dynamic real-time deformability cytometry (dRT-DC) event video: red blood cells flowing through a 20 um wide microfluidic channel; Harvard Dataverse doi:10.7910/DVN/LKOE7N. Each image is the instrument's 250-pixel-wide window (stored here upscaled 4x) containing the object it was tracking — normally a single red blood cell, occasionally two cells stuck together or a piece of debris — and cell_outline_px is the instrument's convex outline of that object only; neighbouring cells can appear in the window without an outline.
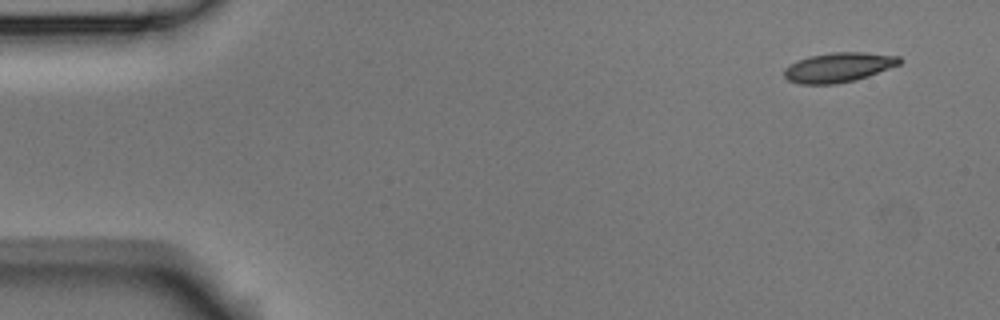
{"species": "Egyptian fruit bat (a non-hibernating species)", "species_latin": "Rousettus aegyptiacus", "temperature_condition": "room temperature", "stored_images_in_passage": 6, "camera_frame_rate_fps": 3000, "um_per_image_px": 0.085, "animal": {"sex": "male"}, "frame": {"image": 1, "passage_image": 1, "time_ms": 0.0, "image_size_px": [1000, 320], "cell_outline_px": [[904, 60], [900, 64], [868, 76], [856, 80], [832, 84], [800, 84], [788, 80], [784, 76], [784, 68], [796, 60], [808, 56], [832, 52], [864, 52], [900, 56]], "centroid_in_image_um": [71.27, 5.71], "position_along_channel_um": 13.7, "area_um2": 20.06}}
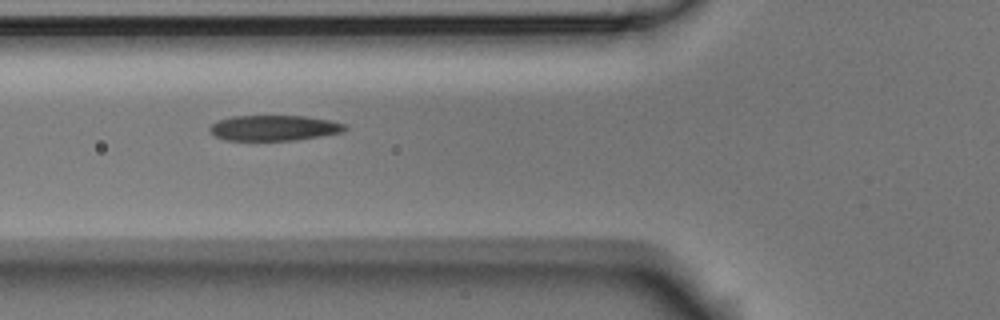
{"frame": {"image": 2, "passage_image": 5, "time_ms": 1.333, "image_size_px": [1000, 320], "cell_outline_px": [[348, 128], [344, 132], [296, 140], [224, 140], [216, 136], [208, 128], [212, 124], [220, 120], [232, 116], [304, 116], [328, 120], [344, 124]], "centroid_in_image_um": [23.31, 10.88], "position_along_channel_um": 102.5, "area_um2": 19.88}}
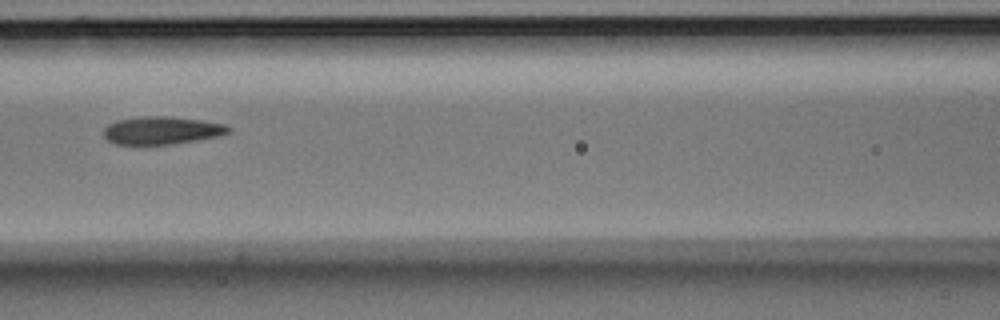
{"frame": {"image": 3, "passage_image": 6, "time_ms": 1.667, "image_size_px": [1000, 320], "cell_outline_px": [[232, 132], [220, 136], [172, 144], [116, 144], [108, 140], [104, 136], [104, 128], [108, 124], [116, 120], [144, 116], [172, 116], [200, 120], [224, 124], [232, 128]], "centroid_in_image_um": [13.78, 11.08], "position_along_channel_um": 152.8, "area_um2": 20.29}}